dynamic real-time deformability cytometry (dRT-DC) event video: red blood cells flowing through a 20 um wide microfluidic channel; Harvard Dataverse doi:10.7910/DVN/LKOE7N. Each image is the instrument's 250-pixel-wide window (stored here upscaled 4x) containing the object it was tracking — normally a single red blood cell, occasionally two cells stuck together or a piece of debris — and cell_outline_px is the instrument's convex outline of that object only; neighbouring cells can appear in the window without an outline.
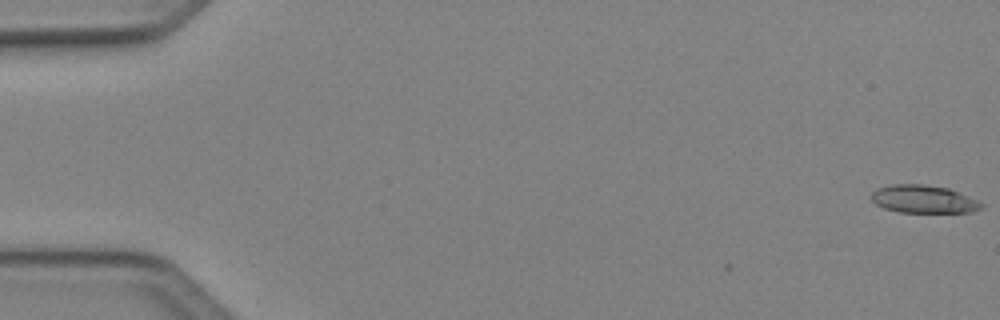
{"species": "Egyptian fruit bat (a non-hibernating species)", "species_latin": "Rousettus aegyptiacus", "temperature_condition": "cold", "stored_images_in_passage": 50, "camera_frame_rate_fps": 3000, "um_per_image_px": 0.085, "animal": {"sex": "female"}, "frame": {"image": 1, "passage_image": 1, "time_ms": 0.0, "image_size_px": [1000, 320], "cell_outline_px": [[984, 204], [980, 208], [972, 212], [900, 212], [884, 208], [876, 204], [872, 200], [872, 192], [876, 188], [892, 184], [924, 184], [948, 188], [976, 200]], "centroid_in_image_um": [78.46, 16.92], "position_along_channel_um": 6.5, "area_um2": 17.69}}
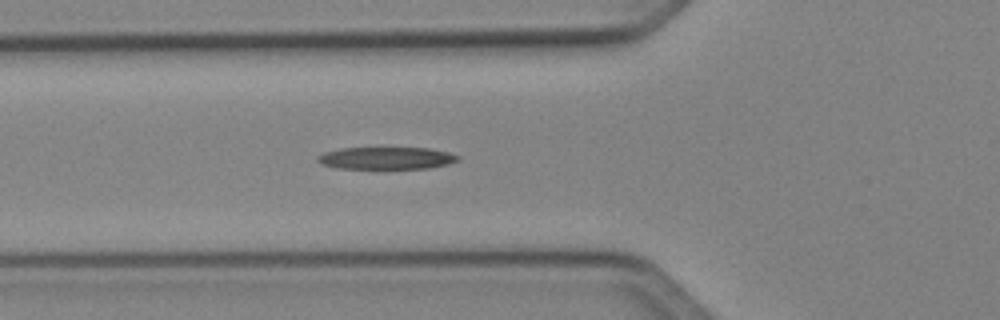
{"frame": {"image": 2, "passage_image": 19, "time_ms": 6.0, "image_size_px": [1000, 320], "cell_outline_px": [[460, 160], [448, 164], [428, 168], [336, 168], [320, 164], [316, 160], [316, 156], [324, 152], [340, 148], [428, 148], [448, 152], [460, 156]], "centroid_in_image_um": [32.81, 13.44], "position_along_channel_um": 93.0, "area_um2": 18.21}}
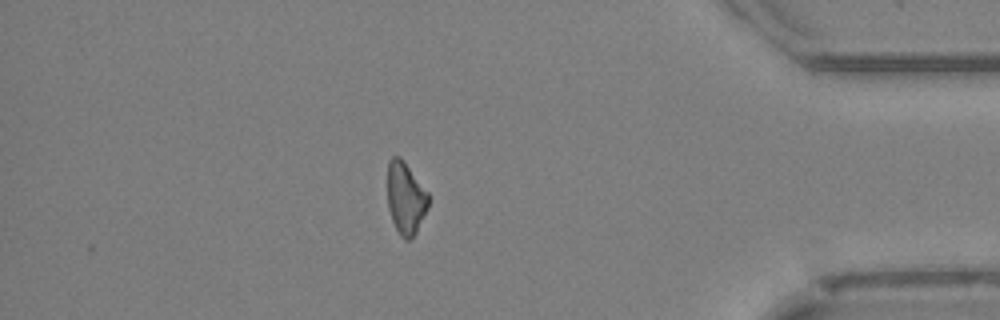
{"frame": {"image": 3, "passage_image": 44, "time_ms": 14.333, "image_size_px": [1000, 320], "cell_outline_px": [[428, 208], [416, 232], [408, 240], [404, 240], [400, 236], [392, 220], [388, 208], [388, 160], [392, 156], [400, 156], [404, 160], [428, 192]], "centroid_in_image_um": [34.47, 16.82], "position_along_channel_um": 400.7, "area_um2": 17.22}, "authors_computed_cell_mechanics": {"area_um2": 18.3515, "velocity_mm_per_s": 4.1206, "shape_relaxation_time_tau1_ms": 8.7473, "shape_relaxation_time_tau2_ms": null, "deformation_change_tau1": 0.2328, "deformation_change_tau2": null}}